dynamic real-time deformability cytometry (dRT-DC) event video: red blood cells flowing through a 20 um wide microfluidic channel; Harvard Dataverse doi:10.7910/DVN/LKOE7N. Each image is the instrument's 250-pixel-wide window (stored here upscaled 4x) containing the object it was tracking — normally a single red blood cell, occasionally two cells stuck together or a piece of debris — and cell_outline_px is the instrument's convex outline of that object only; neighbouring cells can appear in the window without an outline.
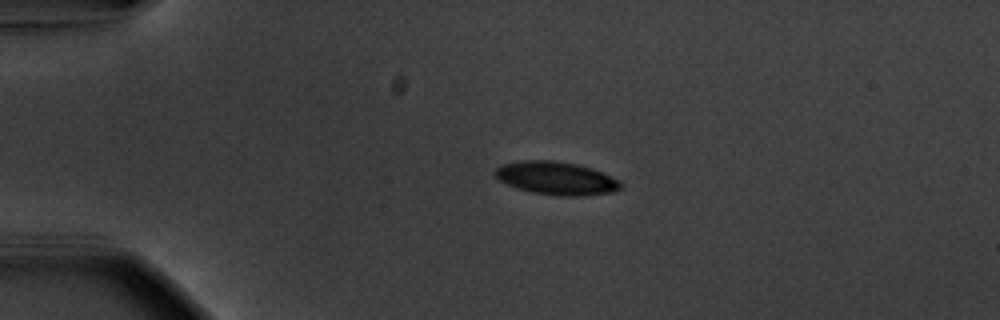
{"species": "common noctule bat (a hibernating species)", "species_latin": "Nyctalus noctula", "temperature_condition": "warm", "stored_images_in_passage": 43, "camera_frame_rate_fps": 3000, "um_per_image_px": 0.085, "animal": {"sex": "male", "body_mass_g": 20.1, "forearm_length_mm": 53.5}, "frame": {"image": 1, "passage_image": 1, "time_ms": 0.0, "image_size_px": [1000, 320], "cell_outline_px": [[624, 188], [612, 192], [584, 196], [560, 196], [532, 192], [516, 188], [500, 180], [496, 176], [496, 168], [500, 164], [524, 160], [552, 160], [576, 164], [592, 168], [620, 180], [624, 184]], "centroid_in_image_um": [47.34, 15.15], "position_along_channel_um": 37.7, "area_um2": 24.33}}
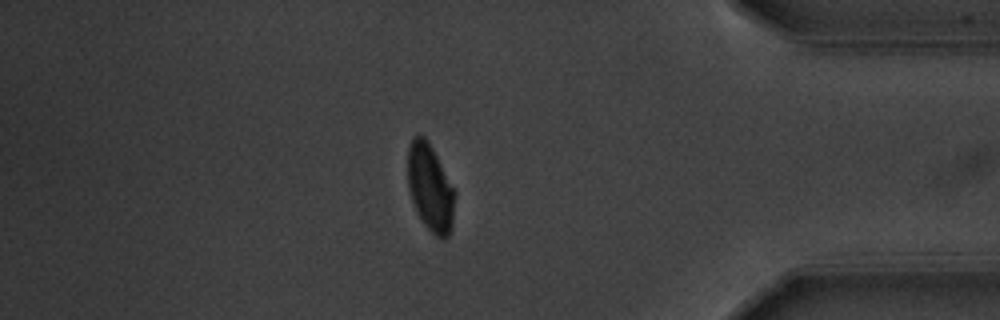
{"frame": {"image": 2, "passage_image": 36, "time_ms": 11.667, "image_size_px": [1000, 320], "cell_outline_px": [[456, 192], [452, 224], [448, 236], [444, 240], [440, 240], [424, 224], [412, 200], [408, 188], [408, 148], [412, 136], [424, 136], [428, 140]], "centroid_in_image_um": [36.58, 15.95], "position_along_channel_um": 398.6, "area_um2": 23.81}}
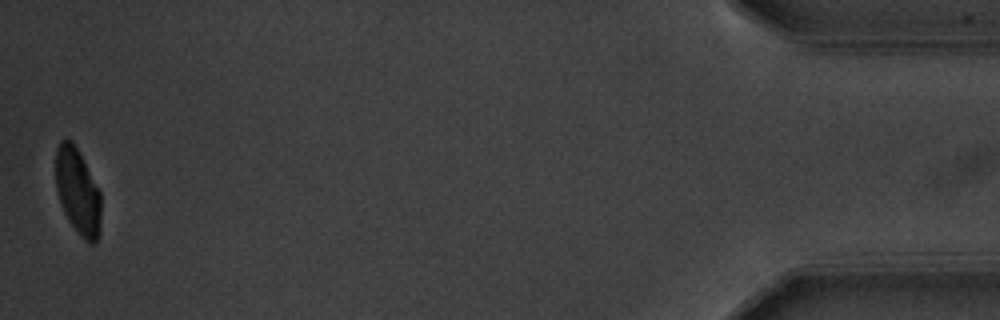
{"frame": {"image": 3, "passage_image": 43, "time_ms": 14.0, "image_size_px": [1000, 320], "cell_outline_px": [[100, 232], [96, 240], [92, 244], [88, 244], [80, 236], [68, 220], [60, 204], [56, 188], [56, 148], [60, 140], [72, 140], [100, 192]], "centroid_in_image_um": [6.59, 16.31], "position_along_channel_um": 428.6, "area_um2": 22.54}, "authors_computed_cell_mechanics": {"area_um2": 24.4494, "velocity_mm_per_s": 3.6954, "shape_relaxation_time_tau1_ms": 2.7542, "shape_relaxation_time_tau2_ms": 2.4268, "deformation_change_tau1": 0.1409, "deformation_change_tau2": 0.0562}}